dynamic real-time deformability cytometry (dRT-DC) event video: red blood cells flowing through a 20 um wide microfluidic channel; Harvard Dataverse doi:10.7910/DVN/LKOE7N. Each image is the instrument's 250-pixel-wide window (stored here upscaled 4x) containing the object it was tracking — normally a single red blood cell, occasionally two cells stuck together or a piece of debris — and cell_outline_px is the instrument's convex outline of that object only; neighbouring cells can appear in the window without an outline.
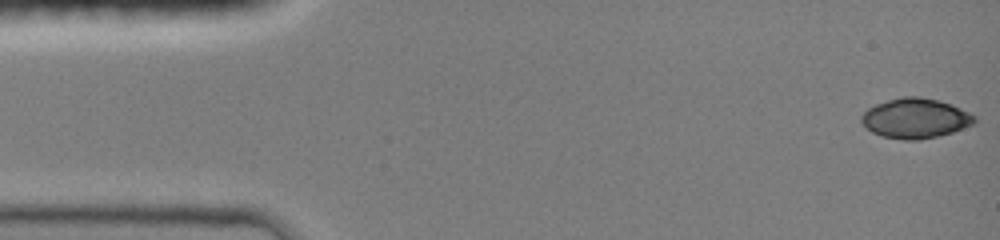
{"species": "common noctule bat (a hibernating species)", "species_latin": "Nyctalus noctula", "temperature_condition": "room temperature", "stored_images_in_passage": 10, "camera_frame_rate_fps": 3000, "um_per_image_px": 0.085, "animal": {"sex": "female", "body_mass_g": 19.0, "forearm_length_mm": 51.5}, "frame": {"image": 1, "passage_image": 1, "time_ms": 0.0, "image_size_px": [1000, 240], "cell_outline_px": [[976, 120], [972, 124], [952, 132], [920, 140], [904, 140], [880, 136], [872, 132], [860, 120], [860, 116], [868, 108], [876, 104], [888, 100], [904, 96], [920, 96], [940, 100], [952, 104], [976, 116]], "centroid_in_image_um": [77.79, 10.05], "position_along_channel_um": 7.2, "area_um2": 26.3}}
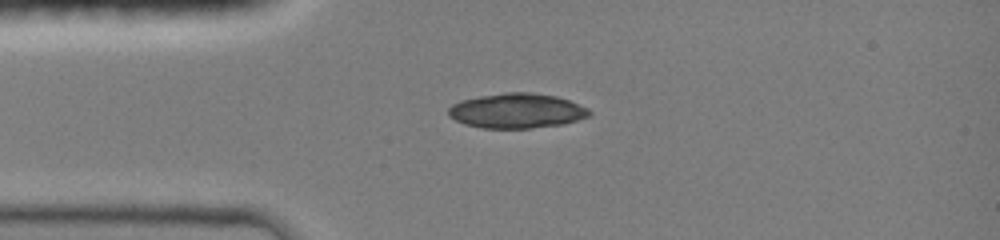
{"frame": {"image": 2, "passage_image": 9, "time_ms": 3.333, "image_size_px": [1000, 240], "cell_outline_px": [[592, 112], [588, 116], [564, 124], [528, 128], [484, 128], [464, 124], [448, 116], [448, 108], [452, 104], [460, 100], [480, 96], [508, 92], [532, 92], [556, 96], [568, 100], [588, 108]], "centroid_in_image_um": [43.9, 9.41], "position_along_channel_um": 41.1, "area_um2": 28.55}}